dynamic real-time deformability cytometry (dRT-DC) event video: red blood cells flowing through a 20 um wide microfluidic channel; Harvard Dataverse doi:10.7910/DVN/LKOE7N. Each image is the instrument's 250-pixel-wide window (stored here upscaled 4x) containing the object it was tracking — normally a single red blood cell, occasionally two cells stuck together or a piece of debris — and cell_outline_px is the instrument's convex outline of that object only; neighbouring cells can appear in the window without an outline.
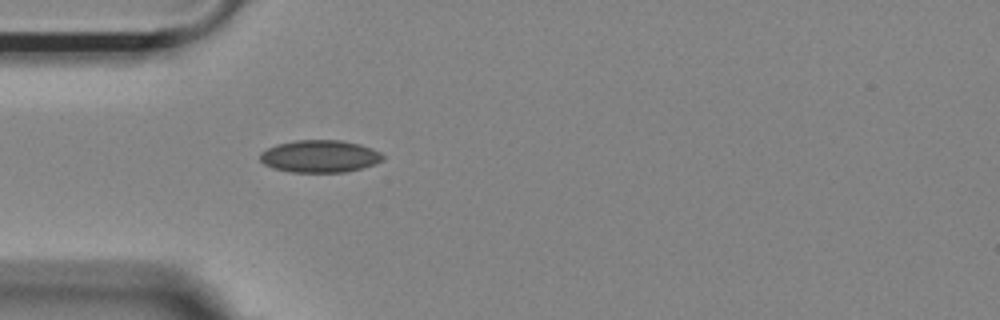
{"species": "Egyptian fruit bat (a non-hibernating species)", "species_latin": "Rousettus aegyptiacus", "temperature_condition": "room temperature", "stored_images_in_passage": 39, "camera_frame_rate_fps": 3000, "um_per_image_px": 0.085, "animal": {"sex": "female"}, "frame": {"image": 1, "passage_image": 1, "time_ms": 0.0, "image_size_px": [1000, 320], "cell_outline_px": [[384, 160], [360, 168], [344, 172], [292, 172], [272, 168], [264, 164], [260, 160], [260, 152], [276, 144], [296, 140], [344, 140], [360, 144], [372, 148], [380, 152], [384, 156]], "centroid_in_image_um": [27.17, 13.27], "position_along_channel_um": 57.8, "area_um2": 23.18}}
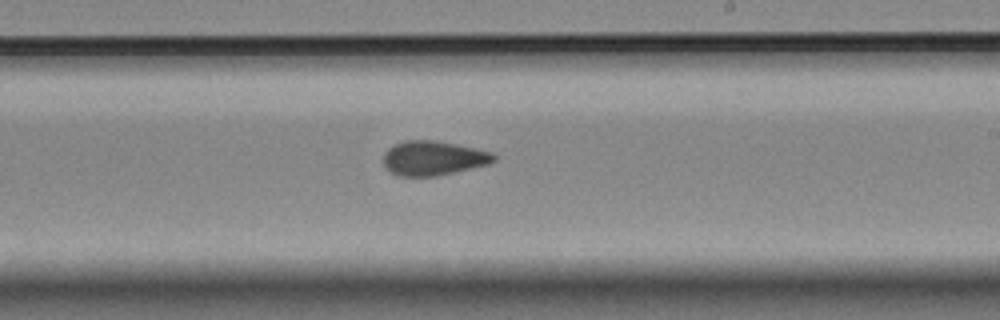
{"frame": {"image": 2, "passage_image": 17, "time_ms": 5.333, "image_size_px": [1000, 320], "cell_outline_px": [[496, 160], [488, 164], [436, 176], [396, 176], [388, 172], [384, 168], [384, 152], [388, 148], [404, 140], [432, 140], [456, 144], [476, 148], [492, 152], [496, 156]], "centroid_in_image_um": [36.79, 13.45], "position_along_channel_um": 252.2, "area_um2": 22.25}}
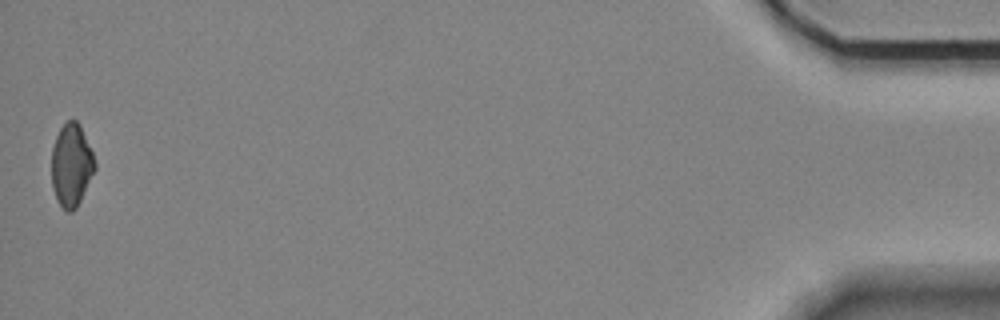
{"frame": {"image": 3, "passage_image": 39, "time_ms": 12.667, "image_size_px": [1000, 320], "cell_outline_px": [[96, 168], [76, 208], [72, 212], [64, 212], [56, 200], [52, 188], [52, 148], [56, 136], [60, 128], [68, 120], [76, 120], [80, 124], [92, 152], [96, 164]], "centroid_in_image_um": [6.05, 14.06], "position_along_channel_um": 429.1, "area_um2": 20.92}, "authors_computed_cell_mechanics": {"area_um2": 21.9062, "velocity_mm_per_s": 3.6815, "shape_relaxation_time_tau1_ms": null, "shape_relaxation_time_tau2_ms": 1.4068, "deformation_change_tau1": null, "deformation_change_tau2": 0.0598}}